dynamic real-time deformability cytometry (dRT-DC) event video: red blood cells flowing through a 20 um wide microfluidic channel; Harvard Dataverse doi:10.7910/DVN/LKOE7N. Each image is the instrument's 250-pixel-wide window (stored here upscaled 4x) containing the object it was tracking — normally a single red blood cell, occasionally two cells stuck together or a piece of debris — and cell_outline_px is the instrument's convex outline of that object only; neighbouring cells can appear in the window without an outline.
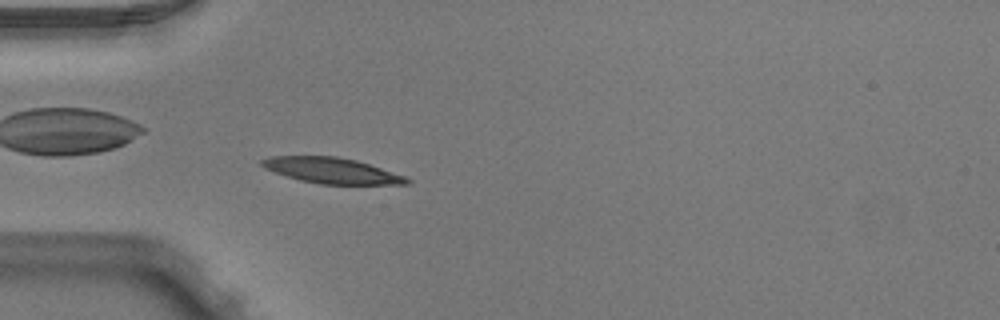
{"species": "Egyptian fruit bat (a non-hibernating species)", "species_latin": "Rousettus aegyptiacus", "temperature_condition": "warm", "stored_images_in_passage": 51, "camera_frame_rate_fps": 3000, "um_per_image_px": 0.085, "animal": {"sex": "male"}, "frame": {"image": 1, "passage_image": 15, "time_ms": 4.667, "image_size_px": [1000, 320], "cell_outline_px": [[412, 184], [320, 184], [300, 180], [264, 168], [260, 164], [260, 160], [268, 156], [336, 156], [356, 160], [404, 176], [412, 180]], "centroid_in_image_um": [28.18, 14.49], "position_along_channel_um": 56.8, "area_um2": 21.5}}
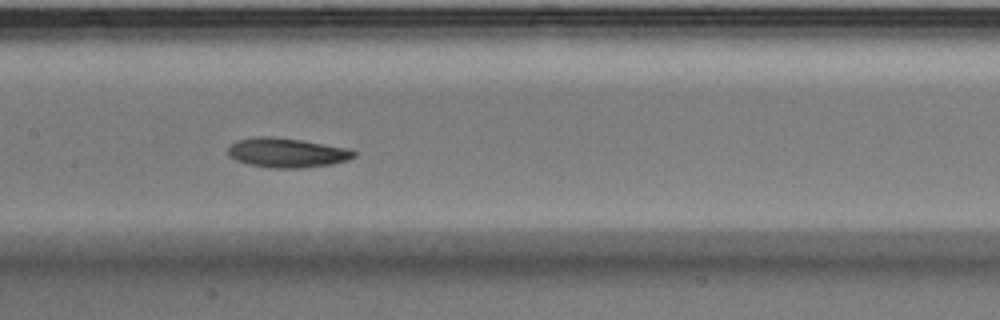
{"frame": {"image": 2, "passage_image": 25, "time_ms": 8.0, "image_size_px": [1000, 320], "cell_outline_px": [[356, 156], [348, 160], [332, 164], [304, 168], [272, 168], [248, 164], [236, 160], [228, 156], [228, 148], [236, 140], [260, 136], [268, 136], [300, 140], [344, 148], [356, 152]], "centroid_in_image_um": [24.35, 12.99], "position_along_channel_um": 183.0, "area_um2": 21.44}}
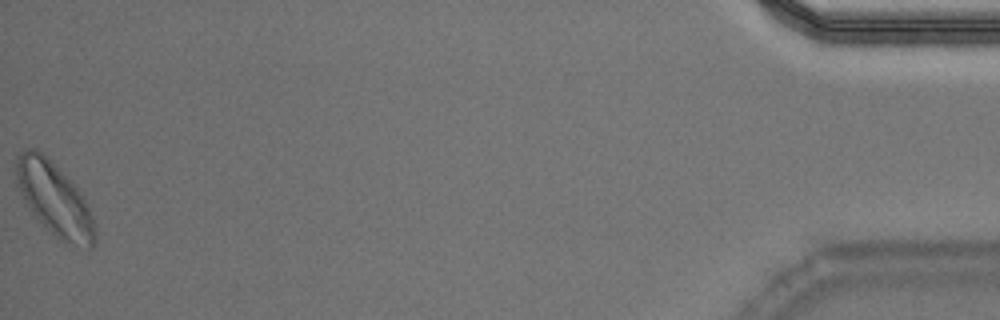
{"frame": {"image": 3, "passage_image": 51, "time_ms": 16.667, "image_size_px": [1000, 320], "cell_outline_px": [[96, 240], [92, 248], [88, 252], [64, 244], [32, 216], [16, 184], [16, 156], [24, 148], [36, 148], [72, 180], [76, 184], [92, 216], [96, 236]], "centroid_in_image_um": [4.63, 16.99], "position_along_channel_um": 430.6, "area_um2": 34.39}, "authors_computed_cell_mechanics": {"area_um2": 21.2704, "velocity_mm_per_s": 3.9426, "shape_relaxation_time_tau1_ms": 2.6729, "shape_relaxation_time_tau2_ms": 9.525, "deformation_change_tau1": 0.1359, "deformation_change_tau2": 0.143}}